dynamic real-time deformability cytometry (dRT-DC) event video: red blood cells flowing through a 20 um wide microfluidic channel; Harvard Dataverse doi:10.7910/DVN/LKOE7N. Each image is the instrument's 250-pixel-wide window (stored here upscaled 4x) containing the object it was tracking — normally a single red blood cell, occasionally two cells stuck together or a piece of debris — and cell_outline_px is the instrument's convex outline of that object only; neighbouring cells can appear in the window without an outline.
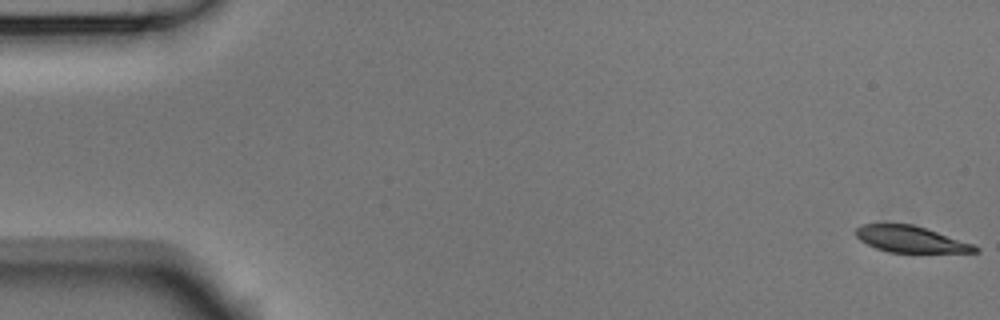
{"species": "Egyptian fruit bat (a non-hibernating species)", "species_latin": "Rousettus aegyptiacus", "temperature_condition": "room temperature", "stored_images_in_passage": 54, "camera_frame_rate_fps": 3000, "um_per_image_px": 0.085, "animal": {"sex": "male"}, "frame": {"image": 1, "passage_image": 1, "time_ms": 0.0, "image_size_px": [1000, 320], "cell_outline_px": [[980, 252], [888, 252], [876, 248], [860, 240], [856, 236], [856, 228], [864, 224], [912, 224], [976, 244], [980, 248]], "centroid_in_image_um": [77.46, 20.34], "position_along_channel_um": 7.5, "area_um2": 18.21}}
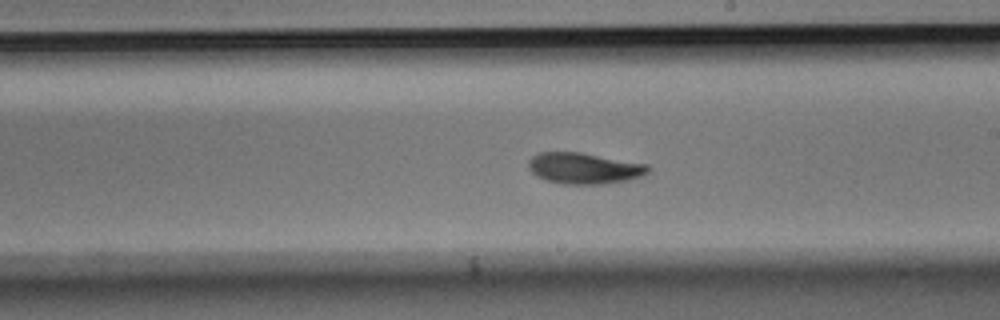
{"frame": {"image": 2, "passage_image": 31, "time_ms": 10.0, "image_size_px": [1000, 320], "cell_outline_px": [[652, 168], [648, 172], [640, 176], [628, 180], [604, 184], [560, 184], [544, 180], [536, 176], [528, 168], [528, 160], [532, 156], [540, 152], [580, 152], [648, 164]], "centroid_in_image_um": [49.63, 14.31], "position_along_channel_um": 239.4, "area_um2": 21.91}}
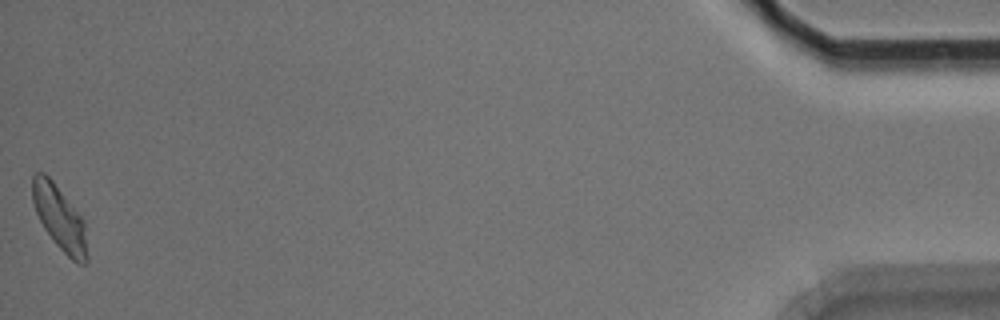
{"frame": {"image": 3, "passage_image": 54, "time_ms": 17.667, "image_size_px": [1000, 320], "cell_outline_px": [[88, 264], [76, 264], [56, 244], [44, 228], [36, 212], [32, 200], [32, 176], [36, 172], [44, 172], [52, 180], [84, 220], [88, 256]], "centroid_in_image_um": [5.08, 18.55], "position_along_channel_um": 430.1, "area_um2": 20.46}, "authors_computed_cell_mechanics": {"area_um2": 20.6635, "velocity_mm_per_s": 3.7327, "shape_relaxation_time_tau1_ms": 2.5643, "shape_relaxation_time_tau2_ms": 3.5397, "deformation_change_tau1": 0.1403, "deformation_change_tau2": 0.0905}}